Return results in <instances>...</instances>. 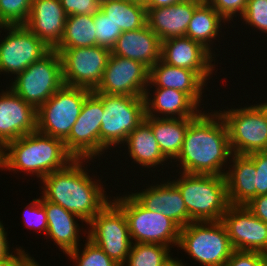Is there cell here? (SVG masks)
I'll return each instance as SVG.
<instances>
[{
	"instance_id": "obj_39",
	"label": "cell",
	"mask_w": 267,
	"mask_h": 266,
	"mask_svg": "<svg viewBox=\"0 0 267 266\" xmlns=\"http://www.w3.org/2000/svg\"><path fill=\"white\" fill-rule=\"evenodd\" d=\"M255 164V196L267 194V151L247 155Z\"/></svg>"
},
{
	"instance_id": "obj_29",
	"label": "cell",
	"mask_w": 267,
	"mask_h": 266,
	"mask_svg": "<svg viewBox=\"0 0 267 266\" xmlns=\"http://www.w3.org/2000/svg\"><path fill=\"white\" fill-rule=\"evenodd\" d=\"M226 22L210 4L202 1L194 10L185 36L203 45L216 58L218 55L213 53V49H218L213 48V44H215V40L217 41V37L218 39L220 38L219 34L222 32V26L226 25Z\"/></svg>"
},
{
	"instance_id": "obj_4",
	"label": "cell",
	"mask_w": 267,
	"mask_h": 266,
	"mask_svg": "<svg viewBox=\"0 0 267 266\" xmlns=\"http://www.w3.org/2000/svg\"><path fill=\"white\" fill-rule=\"evenodd\" d=\"M178 176H172L171 182L179 189L191 220L221 221L230 205L225 176L184 172Z\"/></svg>"
},
{
	"instance_id": "obj_8",
	"label": "cell",
	"mask_w": 267,
	"mask_h": 266,
	"mask_svg": "<svg viewBox=\"0 0 267 266\" xmlns=\"http://www.w3.org/2000/svg\"><path fill=\"white\" fill-rule=\"evenodd\" d=\"M13 78L8 86L37 110L64 85L59 53L51 50Z\"/></svg>"
},
{
	"instance_id": "obj_26",
	"label": "cell",
	"mask_w": 267,
	"mask_h": 266,
	"mask_svg": "<svg viewBox=\"0 0 267 266\" xmlns=\"http://www.w3.org/2000/svg\"><path fill=\"white\" fill-rule=\"evenodd\" d=\"M227 169L225 178L229 203L246 205L255 197L257 172L254 162L247 155L232 154Z\"/></svg>"
},
{
	"instance_id": "obj_28",
	"label": "cell",
	"mask_w": 267,
	"mask_h": 266,
	"mask_svg": "<svg viewBox=\"0 0 267 266\" xmlns=\"http://www.w3.org/2000/svg\"><path fill=\"white\" fill-rule=\"evenodd\" d=\"M195 118H157L145 116L163 155L173 164L179 155L189 124Z\"/></svg>"
},
{
	"instance_id": "obj_33",
	"label": "cell",
	"mask_w": 267,
	"mask_h": 266,
	"mask_svg": "<svg viewBox=\"0 0 267 266\" xmlns=\"http://www.w3.org/2000/svg\"><path fill=\"white\" fill-rule=\"evenodd\" d=\"M82 251L79 248L72 250L66 256L74 262V266H120L112 260L100 247L95 245L90 239L85 240Z\"/></svg>"
},
{
	"instance_id": "obj_7",
	"label": "cell",
	"mask_w": 267,
	"mask_h": 266,
	"mask_svg": "<svg viewBox=\"0 0 267 266\" xmlns=\"http://www.w3.org/2000/svg\"><path fill=\"white\" fill-rule=\"evenodd\" d=\"M112 201L123 211L132 243H157L178 246L180 227L162 213L144 208L129 192Z\"/></svg>"
},
{
	"instance_id": "obj_24",
	"label": "cell",
	"mask_w": 267,
	"mask_h": 266,
	"mask_svg": "<svg viewBox=\"0 0 267 266\" xmlns=\"http://www.w3.org/2000/svg\"><path fill=\"white\" fill-rule=\"evenodd\" d=\"M42 204L45 208L48 222L47 238H51L66 255L81 246V244L79 245L80 234L84 233L85 236L88 230L83 228L84 221L60 205L47 201L43 196ZM78 220L81 221L82 225L79 226ZM81 226L82 229L80 228ZM81 230H84L83 233H80L82 232Z\"/></svg>"
},
{
	"instance_id": "obj_13",
	"label": "cell",
	"mask_w": 267,
	"mask_h": 266,
	"mask_svg": "<svg viewBox=\"0 0 267 266\" xmlns=\"http://www.w3.org/2000/svg\"><path fill=\"white\" fill-rule=\"evenodd\" d=\"M0 29L8 31L0 39V75L11 73L8 77H15L52 50L24 25Z\"/></svg>"
},
{
	"instance_id": "obj_18",
	"label": "cell",
	"mask_w": 267,
	"mask_h": 266,
	"mask_svg": "<svg viewBox=\"0 0 267 266\" xmlns=\"http://www.w3.org/2000/svg\"><path fill=\"white\" fill-rule=\"evenodd\" d=\"M5 88L0 92V148L37 131V110L10 87Z\"/></svg>"
},
{
	"instance_id": "obj_17",
	"label": "cell",
	"mask_w": 267,
	"mask_h": 266,
	"mask_svg": "<svg viewBox=\"0 0 267 266\" xmlns=\"http://www.w3.org/2000/svg\"><path fill=\"white\" fill-rule=\"evenodd\" d=\"M214 57L203 45L187 36L161 41L160 59L163 62L195 71L207 84L214 73L217 75L214 71L217 58Z\"/></svg>"
},
{
	"instance_id": "obj_22",
	"label": "cell",
	"mask_w": 267,
	"mask_h": 266,
	"mask_svg": "<svg viewBox=\"0 0 267 266\" xmlns=\"http://www.w3.org/2000/svg\"><path fill=\"white\" fill-rule=\"evenodd\" d=\"M144 100L145 116L149 117L196 118L203 111L188 94L176 89L146 88Z\"/></svg>"
},
{
	"instance_id": "obj_5",
	"label": "cell",
	"mask_w": 267,
	"mask_h": 266,
	"mask_svg": "<svg viewBox=\"0 0 267 266\" xmlns=\"http://www.w3.org/2000/svg\"><path fill=\"white\" fill-rule=\"evenodd\" d=\"M103 103L100 128V157L107 149L121 148L127 136L145 118L144 97L94 93Z\"/></svg>"
},
{
	"instance_id": "obj_49",
	"label": "cell",
	"mask_w": 267,
	"mask_h": 266,
	"mask_svg": "<svg viewBox=\"0 0 267 266\" xmlns=\"http://www.w3.org/2000/svg\"><path fill=\"white\" fill-rule=\"evenodd\" d=\"M129 1L138 2V3H141V4H145L146 3V0H129Z\"/></svg>"
},
{
	"instance_id": "obj_37",
	"label": "cell",
	"mask_w": 267,
	"mask_h": 266,
	"mask_svg": "<svg viewBox=\"0 0 267 266\" xmlns=\"http://www.w3.org/2000/svg\"><path fill=\"white\" fill-rule=\"evenodd\" d=\"M23 216V223L26 227H29L28 229L43 231L42 233L46 235L48 222L45 208L42 204V195L39 198H34L30 204L28 203L25 206Z\"/></svg>"
},
{
	"instance_id": "obj_10",
	"label": "cell",
	"mask_w": 267,
	"mask_h": 266,
	"mask_svg": "<svg viewBox=\"0 0 267 266\" xmlns=\"http://www.w3.org/2000/svg\"><path fill=\"white\" fill-rule=\"evenodd\" d=\"M91 93L86 88L63 85L37 109V131L65 141Z\"/></svg>"
},
{
	"instance_id": "obj_31",
	"label": "cell",
	"mask_w": 267,
	"mask_h": 266,
	"mask_svg": "<svg viewBox=\"0 0 267 266\" xmlns=\"http://www.w3.org/2000/svg\"><path fill=\"white\" fill-rule=\"evenodd\" d=\"M93 15L67 16L63 37L56 48H78L96 45Z\"/></svg>"
},
{
	"instance_id": "obj_21",
	"label": "cell",
	"mask_w": 267,
	"mask_h": 266,
	"mask_svg": "<svg viewBox=\"0 0 267 266\" xmlns=\"http://www.w3.org/2000/svg\"><path fill=\"white\" fill-rule=\"evenodd\" d=\"M200 0H183L166 7L146 8L147 26L161 41L186 35Z\"/></svg>"
},
{
	"instance_id": "obj_6",
	"label": "cell",
	"mask_w": 267,
	"mask_h": 266,
	"mask_svg": "<svg viewBox=\"0 0 267 266\" xmlns=\"http://www.w3.org/2000/svg\"><path fill=\"white\" fill-rule=\"evenodd\" d=\"M178 247L201 266H225L234 251L222 221L189 223L180 229Z\"/></svg>"
},
{
	"instance_id": "obj_12",
	"label": "cell",
	"mask_w": 267,
	"mask_h": 266,
	"mask_svg": "<svg viewBox=\"0 0 267 266\" xmlns=\"http://www.w3.org/2000/svg\"><path fill=\"white\" fill-rule=\"evenodd\" d=\"M61 58L64 85L94 91L101 82L111 50L98 45L55 48Z\"/></svg>"
},
{
	"instance_id": "obj_47",
	"label": "cell",
	"mask_w": 267,
	"mask_h": 266,
	"mask_svg": "<svg viewBox=\"0 0 267 266\" xmlns=\"http://www.w3.org/2000/svg\"><path fill=\"white\" fill-rule=\"evenodd\" d=\"M187 264L182 262V259L174 257L166 266H186Z\"/></svg>"
},
{
	"instance_id": "obj_9",
	"label": "cell",
	"mask_w": 267,
	"mask_h": 266,
	"mask_svg": "<svg viewBox=\"0 0 267 266\" xmlns=\"http://www.w3.org/2000/svg\"><path fill=\"white\" fill-rule=\"evenodd\" d=\"M220 110L228 129L230 148L233 154L248 155L267 151V115L258 105Z\"/></svg>"
},
{
	"instance_id": "obj_43",
	"label": "cell",
	"mask_w": 267,
	"mask_h": 266,
	"mask_svg": "<svg viewBox=\"0 0 267 266\" xmlns=\"http://www.w3.org/2000/svg\"><path fill=\"white\" fill-rule=\"evenodd\" d=\"M1 220V219H0ZM3 221H0V257H20L24 252L25 249L20 246L17 248V246L14 248L13 251H10V243L7 240V231L5 230ZM14 252V253H13ZM16 253V254H15Z\"/></svg>"
},
{
	"instance_id": "obj_23",
	"label": "cell",
	"mask_w": 267,
	"mask_h": 266,
	"mask_svg": "<svg viewBox=\"0 0 267 266\" xmlns=\"http://www.w3.org/2000/svg\"><path fill=\"white\" fill-rule=\"evenodd\" d=\"M152 86L180 90L201 107L204 101L202 97H205L202 94L206 92L204 89L208 84L195 71L168 65L160 59L149 69V84L146 88L151 89Z\"/></svg>"
},
{
	"instance_id": "obj_2",
	"label": "cell",
	"mask_w": 267,
	"mask_h": 266,
	"mask_svg": "<svg viewBox=\"0 0 267 266\" xmlns=\"http://www.w3.org/2000/svg\"><path fill=\"white\" fill-rule=\"evenodd\" d=\"M88 161L89 164L93 162L75 159L64 169L54 171L40 181L42 196L47 201L77 215L86 225L112 200L102 185L105 181L88 174Z\"/></svg>"
},
{
	"instance_id": "obj_41",
	"label": "cell",
	"mask_w": 267,
	"mask_h": 266,
	"mask_svg": "<svg viewBox=\"0 0 267 266\" xmlns=\"http://www.w3.org/2000/svg\"><path fill=\"white\" fill-rule=\"evenodd\" d=\"M67 16L94 15L100 9L97 0H60Z\"/></svg>"
},
{
	"instance_id": "obj_11",
	"label": "cell",
	"mask_w": 267,
	"mask_h": 266,
	"mask_svg": "<svg viewBox=\"0 0 267 266\" xmlns=\"http://www.w3.org/2000/svg\"><path fill=\"white\" fill-rule=\"evenodd\" d=\"M87 226V238L122 266L132 246L128 222L123 211L111 200Z\"/></svg>"
},
{
	"instance_id": "obj_50",
	"label": "cell",
	"mask_w": 267,
	"mask_h": 266,
	"mask_svg": "<svg viewBox=\"0 0 267 266\" xmlns=\"http://www.w3.org/2000/svg\"><path fill=\"white\" fill-rule=\"evenodd\" d=\"M1 153H2V148H0V170H1Z\"/></svg>"
},
{
	"instance_id": "obj_1",
	"label": "cell",
	"mask_w": 267,
	"mask_h": 266,
	"mask_svg": "<svg viewBox=\"0 0 267 266\" xmlns=\"http://www.w3.org/2000/svg\"><path fill=\"white\" fill-rule=\"evenodd\" d=\"M202 111L188 126L176 173L225 176L231 155L228 129L217 110ZM179 162V164H178Z\"/></svg>"
},
{
	"instance_id": "obj_45",
	"label": "cell",
	"mask_w": 267,
	"mask_h": 266,
	"mask_svg": "<svg viewBox=\"0 0 267 266\" xmlns=\"http://www.w3.org/2000/svg\"><path fill=\"white\" fill-rule=\"evenodd\" d=\"M31 254H29L28 252H24L17 263V266H41V264H39L34 257L30 256Z\"/></svg>"
},
{
	"instance_id": "obj_35",
	"label": "cell",
	"mask_w": 267,
	"mask_h": 266,
	"mask_svg": "<svg viewBox=\"0 0 267 266\" xmlns=\"http://www.w3.org/2000/svg\"><path fill=\"white\" fill-rule=\"evenodd\" d=\"M96 45L111 50L122 30L117 27L100 9L93 15Z\"/></svg>"
},
{
	"instance_id": "obj_15",
	"label": "cell",
	"mask_w": 267,
	"mask_h": 266,
	"mask_svg": "<svg viewBox=\"0 0 267 266\" xmlns=\"http://www.w3.org/2000/svg\"><path fill=\"white\" fill-rule=\"evenodd\" d=\"M149 69L141 62L110 54L101 82L93 93L144 97Z\"/></svg>"
},
{
	"instance_id": "obj_36",
	"label": "cell",
	"mask_w": 267,
	"mask_h": 266,
	"mask_svg": "<svg viewBox=\"0 0 267 266\" xmlns=\"http://www.w3.org/2000/svg\"><path fill=\"white\" fill-rule=\"evenodd\" d=\"M244 24L267 34V0H248L245 12L240 17Z\"/></svg>"
},
{
	"instance_id": "obj_25",
	"label": "cell",
	"mask_w": 267,
	"mask_h": 266,
	"mask_svg": "<svg viewBox=\"0 0 267 266\" xmlns=\"http://www.w3.org/2000/svg\"><path fill=\"white\" fill-rule=\"evenodd\" d=\"M111 54L143 63L148 69L161 58V40L147 26L122 32Z\"/></svg>"
},
{
	"instance_id": "obj_20",
	"label": "cell",
	"mask_w": 267,
	"mask_h": 266,
	"mask_svg": "<svg viewBox=\"0 0 267 266\" xmlns=\"http://www.w3.org/2000/svg\"><path fill=\"white\" fill-rule=\"evenodd\" d=\"M66 19L60 0H33L24 26L54 50L63 37Z\"/></svg>"
},
{
	"instance_id": "obj_46",
	"label": "cell",
	"mask_w": 267,
	"mask_h": 266,
	"mask_svg": "<svg viewBox=\"0 0 267 266\" xmlns=\"http://www.w3.org/2000/svg\"><path fill=\"white\" fill-rule=\"evenodd\" d=\"M20 257H0V266H17Z\"/></svg>"
},
{
	"instance_id": "obj_19",
	"label": "cell",
	"mask_w": 267,
	"mask_h": 266,
	"mask_svg": "<svg viewBox=\"0 0 267 266\" xmlns=\"http://www.w3.org/2000/svg\"><path fill=\"white\" fill-rule=\"evenodd\" d=\"M146 185H148L145 186L146 189L130 192L144 208L162 213L180 228L193 222L189 217L179 189L170 181V178L164 179L160 183L158 181L155 185L152 182L150 185Z\"/></svg>"
},
{
	"instance_id": "obj_42",
	"label": "cell",
	"mask_w": 267,
	"mask_h": 266,
	"mask_svg": "<svg viewBox=\"0 0 267 266\" xmlns=\"http://www.w3.org/2000/svg\"><path fill=\"white\" fill-rule=\"evenodd\" d=\"M245 206L254 216L267 223V194L255 196Z\"/></svg>"
},
{
	"instance_id": "obj_51",
	"label": "cell",
	"mask_w": 267,
	"mask_h": 266,
	"mask_svg": "<svg viewBox=\"0 0 267 266\" xmlns=\"http://www.w3.org/2000/svg\"><path fill=\"white\" fill-rule=\"evenodd\" d=\"M100 4L102 3V2H105V1H108V0H97Z\"/></svg>"
},
{
	"instance_id": "obj_27",
	"label": "cell",
	"mask_w": 267,
	"mask_h": 266,
	"mask_svg": "<svg viewBox=\"0 0 267 266\" xmlns=\"http://www.w3.org/2000/svg\"><path fill=\"white\" fill-rule=\"evenodd\" d=\"M122 146L127 148L124 154H128L132 163L142 166L141 168L157 169L162 166L164 170L165 164H170L161 152L151 126L145 120L127 136Z\"/></svg>"
},
{
	"instance_id": "obj_44",
	"label": "cell",
	"mask_w": 267,
	"mask_h": 266,
	"mask_svg": "<svg viewBox=\"0 0 267 266\" xmlns=\"http://www.w3.org/2000/svg\"><path fill=\"white\" fill-rule=\"evenodd\" d=\"M183 0H146L144 6L146 8H158L173 5Z\"/></svg>"
},
{
	"instance_id": "obj_38",
	"label": "cell",
	"mask_w": 267,
	"mask_h": 266,
	"mask_svg": "<svg viewBox=\"0 0 267 266\" xmlns=\"http://www.w3.org/2000/svg\"><path fill=\"white\" fill-rule=\"evenodd\" d=\"M210 4L228 23H232L233 18L242 16L245 12L248 0H205ZM231 20V21H230Z\"/></svg>"
},
{
	"instance_id": "obj_32",
	"label": "cell",
	"mask_w": 267,
	"mask_h": 266,
	"mask_svg": "<svg viewBox=\"0 0 267 266\" xmlns=\"http://www.w3.org/2000/svg\"><path fill=\"white\" fill-rule=\"evenodd\" d=\"M170 250V247L157 243H132L122 266H166L173 259Z\"/></svg>"
},
{
	"instance_id": "obj_3",
	"label": "cell",
	"mask_w": 267,
	"mask_h": 266,
	"mask_svg": "<svg viewBox=\"0 0 267 266\" xmlns=\"http://www.w3.org/2000/svg\"><path fill=\"white\" fill-rule=\"evenodd\" d=\"M75 158L64 141L38 131L8 142L1 153V171L36 175L41 181L46 175L64 169ZM29 173V174H28Z\"/></svg>"
},
{
	"instance_id": "obj_14",
	"label": "cell",
	"mask_w": 267,
	"mask_h": 266,
	"mask_svg": "<svg viewBox=\"0 0 267 266\" xmlns=\"http://www.w3.org/2000/svg\"><path fill=\"white\" fill-rule=\"evenodd\" d=\"M104 107L92 92L84 101L76 123L64 141L67 151L75 159L94 160L100 157V128Z\"/></svg>"
},
{
	"instance_id": "obj_48",
	"label": "cell",
	"mask_w": 267,
	"mask_h": 266,
	"mask_svg": "<svg viewBox=\"0 0 267 266\" xmlns=\"http://www.w3.org/2000/svg\"><path fill=\"white\" fill-rule=\"evenodd\" d=\"M264 111H265V113H266V115H267V101L266 100H264V102L263 103H257Z\"/></svg>"
},
{
	"instance_id": "obj_40",
	"label": "cell",
	"mask_w": 267,
	"mask_h": 266,
	"mask_svg": "<svg viewBox=\"0 0 267 266\" xmlns=\"http://www.w3.org/2000/svg\"><path fill=\"white\" fill-rule=\"evenodd\" d=\"M225 266H267V254L234 250Z\"/></svg>"
},
{
	"instance_id": "obj_34",
	"label": "cell",
	"mask_w": 267,
	"mask_h": 266,
	"mask_svg": "<svg viewBox=\"0 0 267 266\" xmlns=\"http://www.w3.org/2000/svg\"><path fill=\"white\" fill-rule=\"evenodd\" d=\"M33 0H0V26L25 25Z\"/></svg>"
},
{
	"instance_id": "obj_16",
	"label": "cell",
	"mask_w": 267,
	"mask_h": 266,
	"mask_svg": "<svg viewBox=\"0 0 267 266\" xmlns=\"http://www.w3.org/2000/svg\"><path fill=\"white\" fill-rule=\"evenodd\" d=\"M221 221L234 250L267 254V223L245 205L230 204Z\"/></svg>"
},
{
	"instance_id": "obj_30",
	"label": "cell",
	"mask_w": 267,
	"mask_h": 266,
	"mask_svg": "<svg viewBox=\"0 0 267 266\" xmlns=\"http://www.w3.org/2000/svg\"><path fill=\"white\" fill-rule=\"evenodd\" d=\"M100 10L122 32L137 30L147 25L144 4L129 0H108L100 4Z\"/></svg>"
}]
</instances>
